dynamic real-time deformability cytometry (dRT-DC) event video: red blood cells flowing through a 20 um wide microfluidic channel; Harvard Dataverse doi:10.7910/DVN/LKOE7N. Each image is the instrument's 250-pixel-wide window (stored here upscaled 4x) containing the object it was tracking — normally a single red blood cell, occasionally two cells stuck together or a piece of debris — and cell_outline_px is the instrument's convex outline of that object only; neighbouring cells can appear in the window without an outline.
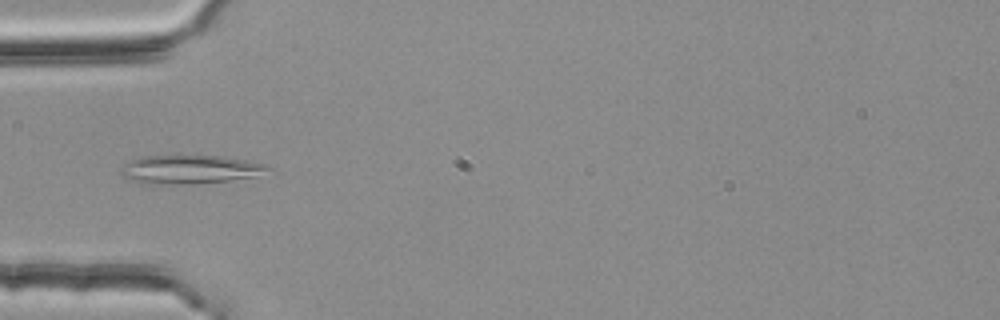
{"species": "common noctule bat (a hibernating species)", "species_latin": "Nyctalus noctula", "temperature_condition": "room temperature", "stored_images_in_passage": 4, "camera_frame_rate_fps": 3000, "um_per_image_px": 0.085, "animal": {"sex": "female", "body_mass_g": 25.1}, "frame": {"image": 1, "passage_image": 3, "time_ms": 0.667, "image_size_px": [1000, 320], "cell_outline_px": [[272, 168], [252, 176], [228, 180], [192, 184], [148, 184], [120, 176], [120, 168], [124, 164], [140, 156], [224, 156], [268, 164]], "centroid_in_image_um": [16.09, 14.39], "position_along_channel_um": 68.9, "area_um2": 24.33}}